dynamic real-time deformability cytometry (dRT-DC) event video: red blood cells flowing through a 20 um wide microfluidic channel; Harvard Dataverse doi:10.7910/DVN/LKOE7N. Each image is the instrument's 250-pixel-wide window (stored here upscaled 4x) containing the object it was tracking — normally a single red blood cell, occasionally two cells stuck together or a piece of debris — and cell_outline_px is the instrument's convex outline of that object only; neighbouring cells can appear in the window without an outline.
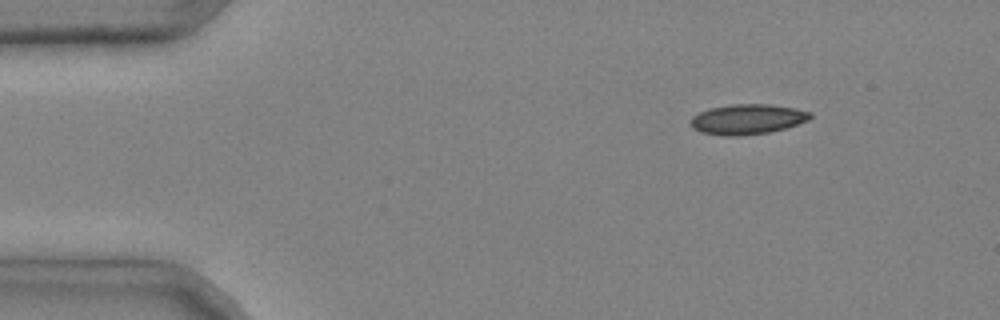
{"species": "common noctule bat (a hibernating species)", "species_latin": "Nyctalus noctula", "temperature_condition": "cold", "stored_images_in_passage": 2, "camera_frame_rate_fps": 3000, "um_per_image_px": 0.085, "animal": {"sex": "male", "body_mass_g": 20.4}, "frame": {"image": 1, "passage_image": 1, "time_ms": 0.0, "image_size_px": [1000, 320], "cell_outline_px": [[812, 116], [808, 120], [784, 128], [768, 132], [736, 136], [724, 136], [700, 132], [692, 128], [688, 124], [692, 116], [708, 108], [732, 104], [768, 104], [796, 108], [812, 112]], "centroid_in_image_um": [63.48, 10.13], "position_along_channel_um": 21.5, "area_um2": 21.1}}